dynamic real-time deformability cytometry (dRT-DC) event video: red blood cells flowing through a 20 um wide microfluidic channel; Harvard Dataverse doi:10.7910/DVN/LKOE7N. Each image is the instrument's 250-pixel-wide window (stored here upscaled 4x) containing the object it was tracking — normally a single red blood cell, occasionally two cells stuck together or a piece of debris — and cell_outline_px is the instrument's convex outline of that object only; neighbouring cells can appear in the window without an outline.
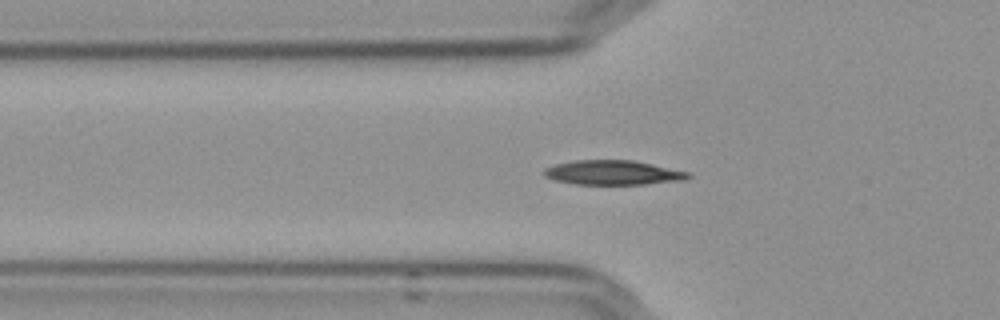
{"species": "Egyptian fruit bat (a non-hibernating species)", "species_latin": "Rousettus aegyptiacus", "temperature_condition": "cold", "stored_images_in_passage": 53, "segment_of_instrument_passage": [1, 2], "camera_frame_rate_fps": 3000, "um_per_image_px": 0.085, "frame": {"image": 1, "passage_image": 15, "time_ms": 4.667, "image_size_px": [1000, 320], "cell_outline_px": [[692, 176], [684, 180], [644, 184], [576, 184], [556, 180], [544, 176], [544, 168], [556, 164], [576, 160], [632, 160], [692, 172]], "centroid_in_image_um": [52.15, 14.67], "position_along_channel_um": 73.7, "area_um2": 20.52}}
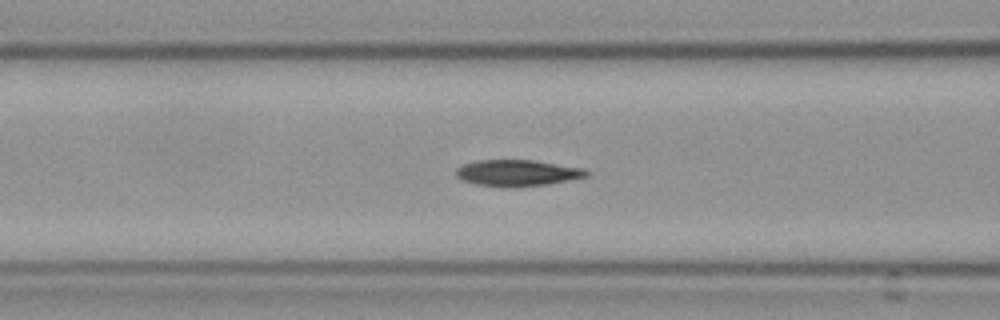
{"frame": {"image": 2, "passage_image": 19, "time_ms": 6.0, "image_size_px": [1000, 320], "cell_outline_px": [[588, 176], [548, 184], [476, 184], [460, 180], [456, 176], [456, 168], [464, 164], [476, 160], [532, 160], [584, 168], [588, 172]], "centroid_in_image_um": [43.96, 14.65], "position_along_channel_um": 122.6, "area_um2": 19.02}}
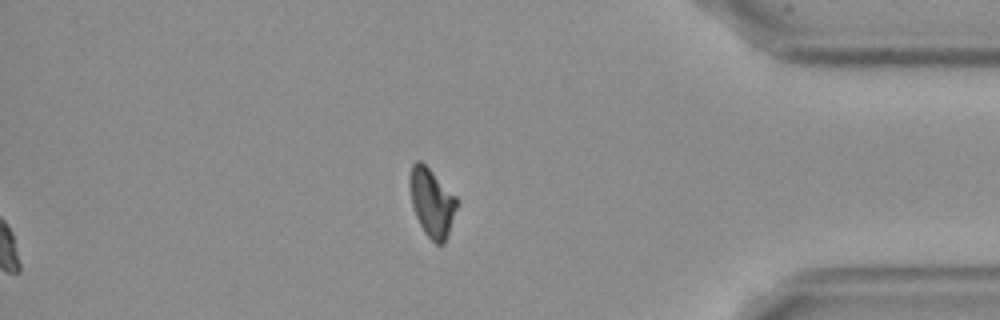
{"frame": {"image": 3, "passage_image": 44, "time_ms": 14.333, "image_size_px": [1000, 320], "cell_outline_px": [[456, 208], [444, 244], [436, 244], [424, 232], [416, 216], [412, 204], [408, 184], [408, 176], [412, 164], [416, 160], [420, 160], [456, 196]], "centroid_in_image_um": [36.66, 17.18], "position_along_channel_um": 398.5, "area_um2": 18.44}}